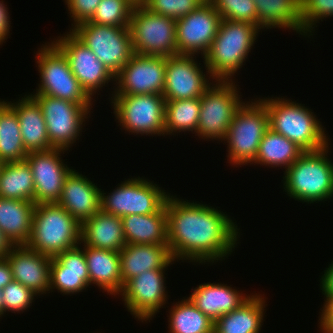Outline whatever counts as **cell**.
<instances>
[{
    "label": "cell",
    "instance_id": "33",
    "mask_svg": "<svg viewBox=\"0 0 333 333\" xmlns=\"http://www.w3.org/2000/svg\"><path fill=\"white\" fill-rule=\"evenodd\" d=\"M0 197L34 202V179L26 160L3 163L0 170Z\"/></svg>",
    "mask_w": 333,
    "mask_h": 333
},
{
    "label": "cell",
    "instance_id": "12",
    "mask_svg": "<svg viewBox=\"0 0 333 333\" xmlns=\"http://www.w3.org/2000/svg\"><path fill=\"white\" fill-rule=\"evenodd\" d=\"M30 95L41 107L50 146L53 149L69 150L82 136L83 126L90 117L93 104H76L41 94Z\"/></svg>",
    "mask_w": 333,
    "mask_h": 333
},
{
    "label": "cell",
    "instance_id": "7",
    "mask_svg": "<svg viewBox=\"0 0 333 333\" xmlns=\"http://www.w3.org/2000/svg\"><path fill=\"white\" fill-rule=\"evenodd\" d=\"M37 52L35 61L40 83L33 94L52 96L76 104L95 102L72 73L65 55L52 42H45Z\"/></svg>",
    "mask_w": 333,
    "mask_h": 333
},
{
    "label": "cell",
    "instance_id": "18",
    "mask_svg": "<svg viewBox=\"0 0 333 333\" xmlns=\"http://www.w3.org/2000/svg\"><path fill=\"white\" fill-rule=\"evenodd\" d=\"M222 18L210 2L176 20L177 54L202 55L208 52ZM199 53V54H198Z\"/></svg>",
    "mask_w": 333,
    "mask_h": 333
},
{
    "label": "cell",
    "instance_id": "36",
    "mask_svg": "<svg viewBox=\"0 0 333 333\" xmlns=\"http://www.w3.org/2000/svg\"><path fill=\"white\" fill-rule=\"evenodd\" d=\"M200 98L166 101L165 136L180 132L197 133Z\"/></svg>",
    "mask_w": 333,
    "mask_h": 333
},
{
    "label": "cell",
    "instance_id": "43",
    "mask_svg": "<svg viewBox=\"0 0 333 333\" xmlns=\"http://www.w3.org/2000/svg\"><path fill=\"white\" fill-rule=\"evenodd\" d=\"M323 307L320 309L322 312L318 317V326H320L321 333H333V298L325 299Z\"/></svg>",
    "mask_w": 333,
    "mask_h": 333
},
{
    "label": "cell",
    "instance_id": "47",
    "mask_svg": "<svg viewBox=\"0 0 333 333\" xmlns=\"http://www.w3.org/2000/svg\"><path fill=\"white\" fill-rule=\"evenodd\" d=\"M16 245L0 230V258H5Z\"/></svg>",
    "mask_w": 333,
    "mask_h": 333
},
{
    "label": "cell",
    "instance_id": "30",
    "mask_svg": "<svg viewBox=\"0 0 333 333\" xmlns=\"http://www.w3.org/2000/svg\"><path fill=\"white\" fill-rule=\"evenodd\" d=\"M36 204L31 201L0 197V230L15 245H26L32 233Z\"/></svg>",
    "mask_w": 333,
    "mask_h": 333
},
{
    "label": "cell",
    "instance_id": "24",
    "mask_svg": "<svg viewBox=\"0 0 333 333\" xmlns=\"http://www.w3.org/2000/svg\"><path fill=\"white\" fill-rule=\"evenodd\" d=\"M191 290L193 291L188 297L189 300L214 322L237 309L251 296L219 282L203 283Z\"/></svg>",
    "mask_w": 333,
    "mask_h": 333
},
{
    "label": "cell",
    "instance_id": "29",
    "mask_svg": "<svg viewBox=\"0 0 333 333\" xmlns=\"http://www.w3.org/2000/svg\"><path fill=\"white\" fill-rule=\"evenodd\" d=\"M253 294L237 309L217 319L214 322V333H259L265 318L267 300L260 293Z\"/></svg>",
    "mask_w": 333,
    "mask_h": 333
},
{
    "label": "cell",
    "instance_id": "44",
    "mask_svg": "<svg viewBox=\"0 0 333 333\" xmlns=\"http://www.w3.org/2000/svg\"><path fill=\"white\" fill-rule=\"evenodd\" d=\"M325 269L319 285L324 298L331 299L333 298V261L328 265V268Z\"/></svg>",
    "mask_w": 333,
    "mask_h": 333
},
{
    "label": "cell",
    "instance_id": "15",
    "mask_svg": "<svg viewBox=\"0 0 333 333\" xmlns=\"http://www.w3.org/2000/svg\"><path fill=\"white\" fill-rule=\"evenodd\" d=\"M167 270H149L128 280L118 294L128 312L141 322L152 320L168 303ZM164 306V307H163Z\"/></svg>",
    "mask_w": 333,
    "mask_h": 333
},
{
    "label": "cell",
    "instance_id": "3",
    "mask_svg": "<svg viewBox=\"0 0 333 333\" xmlns=\"http://www.w3.org/2000/svg\"><path fill=\"white\" fill-rule=\"evenodd\" d=\"M260 100L268 112L269 128L294 142L304 152L330 145L331 139L325 134L326 128L305 104L273 96Z\"/></svg>",
    "mask_w": 333,
    "mask_h": 333
},
{
    "label": "cell",
    "instance_id": "20",
    "mask_svg": "<svg viewBox=\"0 0 333 333\" xmlns=\"http://www.w3.org/2000/svg\"><path fill=\"white\" fill-rule=\"evenodd\" d=\"M5 258L10 265L13 280L38 296L50 293L51 257L30 249L27 245H16Z\"/></svg>",
    "mask_w": 333,
    "mask_h": 333
},
{
    "label": "cell",
    "instance_id": "23",
    "mask_svg": "<svg viewBox=\"0 0 333 333\" xmlns=\"http://www.w3.org/2000/svg\"><path fill=\"white\" fill-rule=\"evenodd\" d=\"M119 253L122 288L135 276L149 270H167L176 262L172 258L168 245L126 244Z\"/></svg>",
    "mask_w": 333,
    "mask_h": 333
},
{
    "label": "cell",
    "instance_id": "17",
    "mask_svg": "<svg viewBox=\"0 0 333 333\" xmlns=\"http://www.w3.org/2000/svg\"><path fill=\"white\" fill-rule=\"evenodd\" d=\"M194 56L177 54L167 57L163 90L166 101L200 98L213 83L214 79L210 76L205 62V68H202L201 63L196 60L197 55ZM203 69H206V72Z\"/></svg>",
    "mask_w": 333,
    "mask_h": 333
},
{
    "label": "cell",
    "instance_id": "32",
    "mask_svg": "<svg viewBox=\"0 0 333 333\" xmlns=\"http://www.w3.org/2000/svg\"><path fill=\"white\" fill-rule=\"evenodd\" d=\"M294 142L272 131L270 128L262 138L257 155L250 165L260 164L269 168L280 167L285 170L290 167L303 153Z\"/></svg>",
    "mask_w": 333,
    "mask_h": 333
},
{
    "label": "cell",
    "instance_id": "10",
    "mask_svg": "<svg viewBox=\"0 0 333 333\" xmlns=\"http://www.w3.org/2000/svg\"><path fill=\"white\" fill-rule=\"evenodd\" d=\"M134 53L169 57L177 55L176 20L151 12L136 3L129 22Z\"/></svg>",
    "mask_w": 333,
    "mask_h": 333
},
{
    "label": "cell",
    "instance_id": "11",
    "mask_svg": "<svg viewBox=\"0 0 333 333\" xmlns=\"http://www.w3.org/2000/svg\"><path fill=\"white\" fill-rule=\"evenodd\" d=\"M145 177H132L122 181L110 193L101 191V210L123 217L132 214L149 215L158 212L170 193Z\"/></svg>",
    "mask_w": 333,
    "mask_h": 333
},
{
    "label": "cell",
    "instance_id": "13",
    "mask_svg": "<svg viewBox=\"0 0 333 333\" xmlns=\"http://www.w3.org/2000/svg\"><path fill=\"white\" fill-rule=\"evenodd\" d=\"M71 32L114 76L134 54L129 28L85 22Z\"/></svg>",
    "mask_w": 333,
    "mask_h": 333
},
{
    "label": "cell",
    "instance_id": "27",
    "mask_svg": "<svg viewBox=\"0 0 333 333\" xmlns=\"http://www.w3.org/2000/svg\"><path fill=\"white\" fill-rule=\"evenodd\" d=\"M90 285L96 284L109 295L122 291L120 253L107 249L84 246Z\"/></svg>",
    "mask_w": 333,
    "mask_h": 333
},
{
    "label": "cell",
    "instance_id": "22",
    "mask_svg": "<svg viewBox=\"0 0 333 333\" xmlns=\"http://www.w3.org/2000/svg\"><path fill=\"white\" fill-rule=\"evenodd\" d=\"M101 190L85 175L72 169L64 180L57 203L82 224L101 210Z\"/></svg>",
    "mask_w": 333,
    "mask_h": 333
},
{
    "label": "cell",
    "instance_id": "28",
    "mask_svg": "<svg viewBox=\"0 0 333 333\" xmlns=\"http://www.w3.org/2000/svg\"><path fill=\"white\" fill-rule=\"evenodd\" d=\"M127 244L168 245L167 213L165 205L149 215L132 214L122 217Z\"/></svg>",
    "mask_w": 333,
    "mask_h": 333
},
{
    "label": "cell",
    "instance_id": "48",
    "mask_svg": "<svg viewBox=\"0 0 333 333\" xmlns=\"http://www.w3.org/2000/svg\"><path fill=\"white\" fill-rule=\"evenodd\" d=\"M3 316V293L2 289H0V317Z\"/></svg>",
    "mask_w": 333,
    "mask_h": 333
},
{
    "label": "cell",
    "instance_id": "38",
    "mask_svg": "<svg viewBox=\"0 0 333 333\" xmlns=\"http://www.w3.org/2000/svg\"><path fill=\"white\" fill-rule=\"evenodd\" d=\"M222 19L257 25V11L253 0H210Z\"/></svg>",
    "mask_w": 333,
    "mask_h": 333
},
{
    "label": "cell",
    "instance_id": "45",
    "mask_svg": "<svg viewBox=\"0 0 333 333\" xmlns=\"http://www.w3.org/2000/svg\"><path fill=\"white\" fill-rule=\"evenodd\" d=\"M7 5L0 0V45L7 41L10 33V17ZM6 40V41H5Z\"/></svg>",
    "mask_w": 333,
    "mask_h": 333
},
{
    "label": "cell",
    "instance_id": "14",
    "mask_svg": "<svg viewBox=\"0 0 333 333\" xmlns=\"http://www.w3.org/2000/svg\"><path fill=\"white\" fill-rule=\"evenodd\" d=\"M167 57L134 53L115 75L111 95L160 94L165 87Z\"/></svg>",
    "mask_w": 333,
    "mask_h": 333
},
{
    "label": "cell",
    "instance_id": "42",
    "mask_svg": "<svg viewBox=\"0 0 333 333\" xmlns=\"http://www.w3.org/2000/svg\"><path fill=\"white\" fill-rule=\"evenodd\" d=\"M101 0H64L68 14L72 18V28L85 22H89Z\"/></svg>",
    "mask_w": 333,
    "mask_h": 333
},
{
    "label": "cell",
    "instance_id": "40",
    "mask_svg": "<svg viewBox=\"0 0 333 333\" xmlns=\"http://www.w3.org/2000/svg\"><path fill=\"white\" fill-rule=\"evenodd\" d=\"M3 293V316L11 311V313H19L27 311L32 306L35 297H38L28 287L20 282L12 280L6 287L2 289ZM9 311V312H8Z\"/></svg>",
    "mask_w": 333,
    "mask_h": 333
},
{
    "label": "cell",
    "instance_id": "34",
    "mask_svg": "<svg viewBox=\"0 0 333 333\" xmlns=\"http://www.w3.org/2000/svg\"><path fill=\"white\" fill-rule=\"evenodd\" d=\"M18 117L5 102L0 107V161L2 163L21 162L27 157Z\"/></svg>",
    "mask_w": 333,
    "mask_h": 333
},
{
    "label": "cell",
    "instance_id": "37",
    "mask_svg": "<svg viewBox=\"0 0 333 333\" xmlns=\"http://www.w3.org/2000/svg\"><path fill=\"white\" fill-rule=\"evenodd\" d=\"M134 0H101L90 23L128 28Z\"/></svg>",
    "mask_w": 333,
    "mask_h": 333
},
{
    "label": "cell",
    "instance_id": "46",
    "mask_svg": "<svg viewBox=\"0 0 333 333\" xmlns=\"http://www.w3.org/2000/svg\"><path fill=\"white\" fill-rule=\"evenodd\" d=\"M13 280L10 265L6 258H0V289L6 287Z\"/></svg>",
    "mask_w": 333,
    "mask_h": 333
},
{
    "label": "cell",
    "instance_id": "2",
    "mask_svg": "<svg viewBox=\"0 0 333 333\" xmlns=\"http://www.w3.org/2000/svg\"><path fill=\"white\" fill-rule=\"evenodd\" d=\"M260 31L252 23L222 19L208 52L201 56L210 76L214 80L234 81L235 74L245 65Z\"/></svg>",
    "mask_w": 333,
    "mask_h": 333
},
{
    "label": "cell",
    "instance_id": "26",
    "mask_svg": "<svg viewBox=\"0 0 333 333\" xmlns=\"http://www.w3.org/2000/svg\"><path fill=\"white\" fill-rule=\"evenodd\" d=\"M80 244L120 252L127 244L122 218L103 210L95 213L81 224Z\"/></svg>",
    "mask_w": 333,
    "mask_h": 333
},
{
    "label": "cell",
    "instance_id": "19",
    "mask_svg": "<svg viewBox=\"0 0 333 333\" xmlns=\"http://www.w3.org/2000/svg\"><path fill=\"white\" fill-rule=\"evenodd\" d=\"M65 150L29 152L25 160L31 167L34 179V203L58 202L64 180L73 167L64 163Z\"/></svg>",
    "mask_w": 333,
    "mask_h": 333
},
{
    "label": "cell",
    "instance_id": "41",
    "mask_svg": "<svg viewBox=\"0 0 333 333\" xmlns=\"http://www.w3.org/2000/svg\"><path fill=\"white\" fill-rule=\"evenodd\" d=\"M204 0H146L143 5L153 13L175 20L198 9Z\"/></svg>",
    "mask_w": 333,
    "mask_h": 333
},
{
    "label": "cell",
    "instance_id": "31",
    "mask_svg": "<svg viewBox=\"0 0 333 333\" xmlns=\"http://www.w3.org/2000/svg\"><path fill=\"white\" fill-rule=\"evenodd\" d=\"M260 30L289 29L304 36L300 17V0H253Z\"/></svg>",
    "mask_w": 333,
    "mask_h": 333
},
{
    "label": "cell",
    "instance_id": "8",
    "mask_svg": "<svg viewBox=\"0 0 333 333\" xmlns=\"http://www.w3.org/2000/svg\"><path fill=\"white\" fill-rule=\"evenodd\" d=\"M236 81L215 80L200 97L197 133L206 141H223L237 109L244 102Z\"/></svg>",
    "mask_w": 333,
    "mask_h": 333
},
{
    "label": "cell",
    "instance_id": "5",
    "mask_svg": "<svg viewBox=\"0 0 333 333\" xmlns=\"http://www.w3.org/2000/svg\"><path fill=\"white\" fill-rule=\"evenodd\" d=\"M80 233L81 224L57 202L36 204L26 245L52 258L80 245Z\"/></svg>",
    "mask_w": 333,
    "mask_h": 333
},
{
    "label": "cell",
    "instance_id": "35",
    "mask_svg": "<svg viewBox=\"0 0 333 333\" xmlns=\"http://www.w3.org/2000/svg\"><path fill=\"white\" fill-rule=\"evenodd\" d=\"M168 313L169 333H214V321L204 315L188 297L173 303Z\"/></svg>",
    "mask_w": 333,
    "mask_h": 333
},
{
    "label": "cell",
    "instance_id": "4",
    "mask_svg": "<svg viewBox=\"0 0 333 333\" xmlns=\"http://www.w3.org/2000/svg\"><path fill=\"white\" fill-rule=\"evenodd\" d=\"M330 147L327 145L320 150L303 152L283 171V191L288 197L308 204L333 197V162L327 156Z\"/></svg>",
    "mask_w": 333,
    "mask_h": 333
},
{
    "label": "cell",
    "instance_id": "16",
    "mask_svg": "<svg viewBox=\"0 0 333 333\" xmlns=\"http://www.w3.org/2000/svg\"><path fill=\"white\" fill-rule=\"evenodd\" d=\"M50 41L65 55L72 73L92 99L103 86L115 82L111 71L70 30Z\"/></svg>",
    "mask_w": 333,
    "mask_h": 333
},
{
    "label": "cell",
    "instance_id": "25",
    "mask_svg": "<svg viewBox=\"0 0 333 333\" xmlns=\"http://www.w3.org/2000/svg\"><path fill=\"white\" fill-rule=\"evenodd\" d=\"M6 103L18 117L22 142L28 153L53 149L47 136V126L41 107L30 93L16 102L13 100Z\"/></svg>",
    "mask_w": 333,
    "mask_h": 333
},
{
    "label": "cell",
    "instance_id": "49",
    "mask_svg": "<svg viewBox=\"0 0 333 333\" xmlns=\"http://www.w3.org/2000/svg\"><path fill=\"white\" fill-rule=\"evenodd\" d=\"M6 101H7V100H5V101L3 100V101H2V100L0 99V107H1Z\"/></svg>",
    "mask_w": 333,
    "mask_h": 333
},
{
    "label": "cell",
    "instance_id": "50",
    "mask_svg": "<svg viewBox=\"0 0 333 333\" xmlns=\"http://www.w3.org/2000/svg\"><path fill=\"white\" fill-rule=\"evenodd\" d=\"M136 3H142V0H134Z\"/></svg>",
    "mask_w": 333,
    "mask_h": 333
},
{
    "label": "cell",
    "instance_id": "9",
    "mask_svg": "<svg viewBox=\"0 0 333 333\" xmlns=\"http://www.w3.org/2000/svg\"><path fill=\"white\" fill-rule=\"evenodd\" d=\"M110 98L115 121L129 135L165 136L166 99L163 95H112Z\"/></svg>",
    "mask_w": 333,
    "mask_h": 333
},
{
    "label": "cell",
    "instance_id": "1",
    "mask_svg": "<svg viewBox=\"0 0 333 333\" xmlns=\"http://www.w3.org/2000/svg\"><path fill=\"white\" fill-rule=\"evenodd\" d=\"M165 208L168 247L175 261L213 264L228 258L237 247L240 228L217 207L170 194Z\"/></svg>",
    "mask_w": 333,
    "mask_h": 333
},
{
    "label": "cell",
    "instance_id": "6",
    "mask_svg": "<svg viewBox=\"0 0 333 333\" xmlns=\"http://www.w3.org/2000/svg\"><path fill=\"white\" fill-rule=\"evenodd\" d=\"M268 129L269 118L265 104L259 97L244 101L237 109L223 140L227 143L228 163L235 167L251 163Z\"/></svg>",
    "mask_w": 333,
    "mask_h": 333
},
{
    "label": "cell",
    "instance_id": "39",
    "mask_svg": "<svg viewBox=\"0 0 333 333\" xmlns=\"http://www.w3.org/2000/svg\"><path fill=\"white\" fill-rule=\"evenodd\" d=\"M300 17L304 37H313L316 24L333 17V0H300Z\"/></svg>",
    "mask_w": 333,
    "mask_h": 333
},
{
    "label": "cell",
    "instance_id": "21",
    "mask_svg": "<svg viewBox=\"0 0 333 333\" xmlns=\"http://www.w3.org/2000/svg\"><path fill=\"white\" fill-rule=\"evenodd\" d=\"M83 248V249H82ZM90 285L84 247L78 245L51 258L50 291L77 294Z\"/></svg>",
    "mask_w": 333,
    "mask_h": 333
},
{
    "label": "cell",
    "instance_id": "51",
    "mask_svg": "<svg viewBox=\"0 0 333 333\" xmlns=\"http://www.w3.org/2000/svg\"><path fill=\"white\" fill-rule=\"evenodd\" d=\"M2 165H3V163L0 161V170H1Z\"/></svg>",
    "mask_w": 333,
    "mask_h": 333
}]
</instances>
